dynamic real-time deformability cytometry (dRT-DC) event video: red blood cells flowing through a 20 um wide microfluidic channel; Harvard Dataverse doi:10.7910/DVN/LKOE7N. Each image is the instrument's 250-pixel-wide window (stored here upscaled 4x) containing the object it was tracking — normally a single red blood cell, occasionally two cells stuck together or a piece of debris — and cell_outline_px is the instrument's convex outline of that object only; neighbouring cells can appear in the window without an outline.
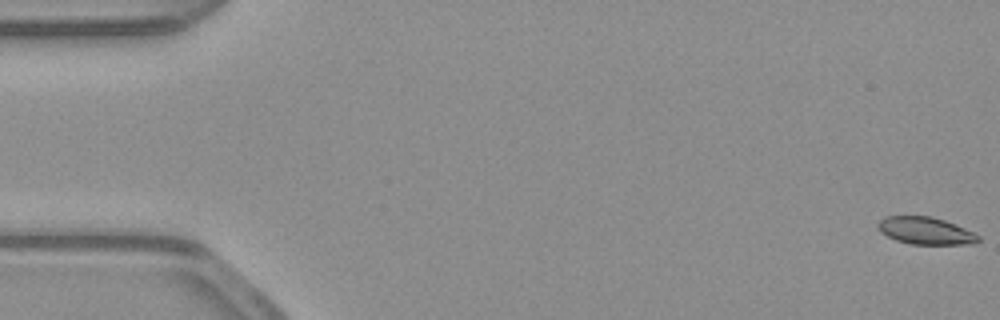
{"species": "common noctule bat (a hibernating species)", "species_latin": "Nyctalus noctula", "temperature_condition": "warm", "stored_images_in_passage": 54, "camera_frame_rate_fps": 3000, "um_per_image_px": 0.085, "animal": {"sex": "male", "body_mass_g": 23.1, "forearm_length_mm": 52.7}, "frame": {"image": 1, "passage_image": 1, "time_ms": 0.0, "image_size_px": [1000, 320], "cell_outline_px": [[980, 240], [976, 244], [912, 244], [896, 240], [880, 232], [876, 228], [876, 224], [884, 216], [932, 216], [944, 220], [964, 228], [980, 236]], "centroid_in_image_um": [78.65, 19.61], "position_along_channel_um": 6.4, "area_um2": 16.01}}
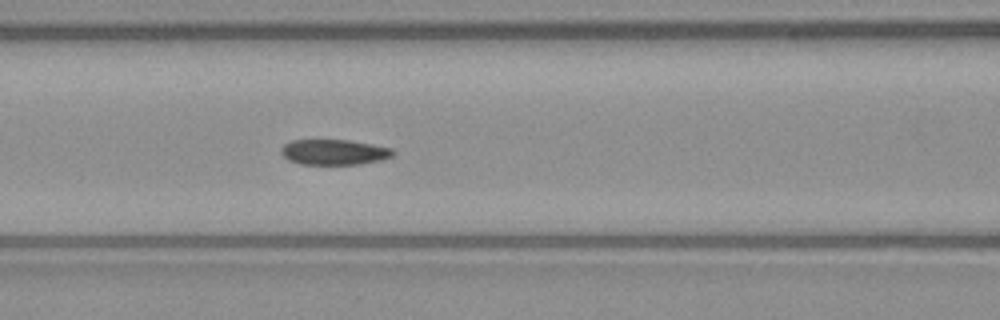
{"frame": {"image": 2, "passage_image": 23, "time_ms": 7.333, "image_size_px": [1000, 320], "cell_outline_px": [[396, 152], [392, 156], [380, 160], [360, 164], [300, 164], [288, 160], [280, 152], [280, 148], [284, 144], [292, 140], [348, 140], [372, 144], [392, 148]], "centroid_in_image_um": [28.39, 12.93], "position_along_channel_um": 138.2, "area_um2": 16.59}}
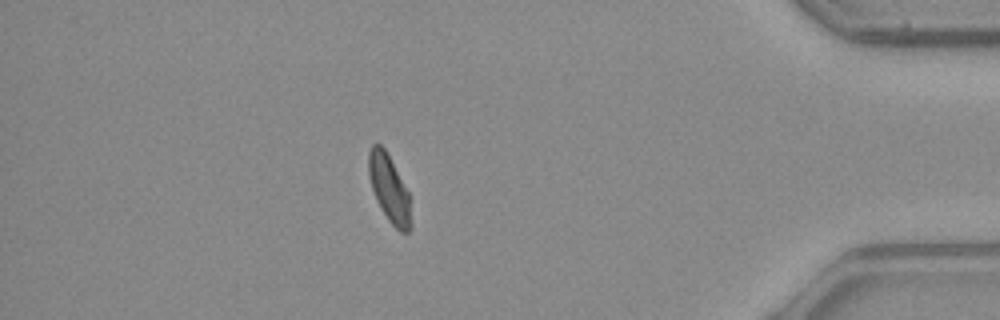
{"frame": {"image": 3, "passage_image": 47, "time_ms": 15.333, "image_size_px": [1000, 320], "cell_outline_px": [[412, 228], [408, 232], [400, 232], [388, 220], [380, 208], [376, 200], [368, 176], [368, 152], [372, 144], [380, 144], [384, 148], [408, 192], [412, 224]], "centroid_in_image_um": [33.07, 16.06], "position_along_channel_um": 402.1, "area_um2": 16.47}, "authors_computed_cell_mechanics": {"area_um2": 17.3111, "velocity_mm_per_s": 3.9012, "shape_relaxation_time_tau1_ms": null, "shape_relaxation_time_tau2_ms": 10.5389, "deformation_change_tau1": null, "deformation_change_tau2": 0.1267}}